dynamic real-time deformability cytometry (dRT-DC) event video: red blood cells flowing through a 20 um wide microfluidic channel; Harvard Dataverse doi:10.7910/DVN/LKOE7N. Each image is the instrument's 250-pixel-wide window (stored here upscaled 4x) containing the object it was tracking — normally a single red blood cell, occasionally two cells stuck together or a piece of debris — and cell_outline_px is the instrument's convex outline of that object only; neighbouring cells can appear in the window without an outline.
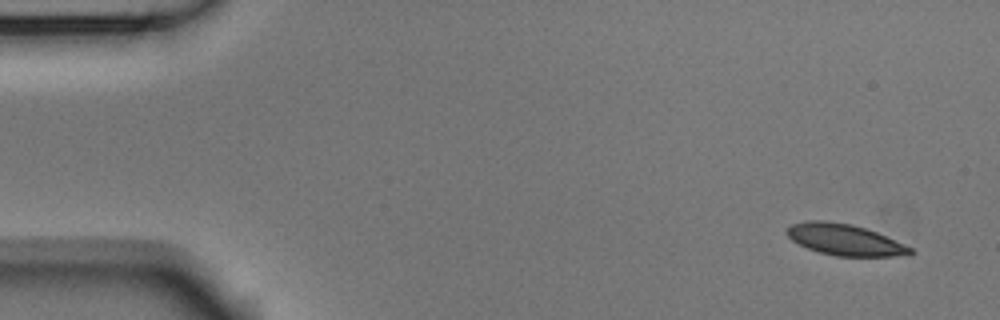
{"species": "Egyptian fruit bat (a non-hibernating species)", "species_latin": "Rousettus aegyptiacus", "temperature_condition": "room temperature", "stored_images_in_passage": 4, "camera_frame_rate_fps": 3000, "um_per_image_px": 0.085, "animal": {"sex": "male"}, "frame": {"image": 1, "passage_image": 1, "time_ms": 0.0, "image_size_px": [1000, 320], "cell_outline_px": [[916, 252], [908, 256], [836, 256], [820, 252], [808, 248], [792, 240], [784, 232], [792, 224], [804, 220], [824, 220], [852, 224], [876, 232], [904, 244], [912, 248]], "centroid_in_image_um": [71.82, 20.37], "position_along_channel_um": 13.2, "area_um2": 22.48}}
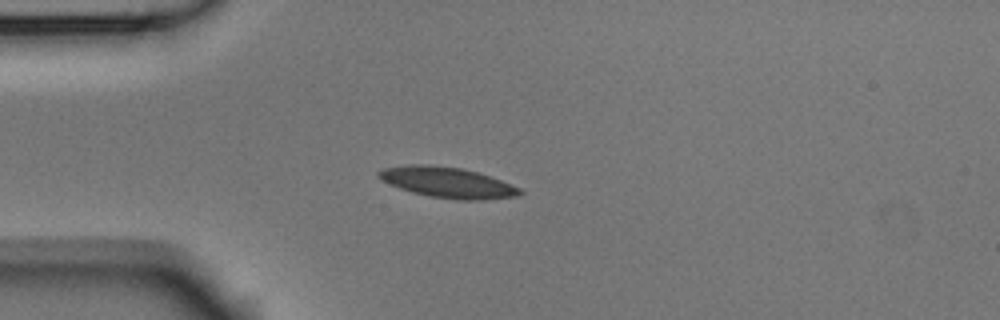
{"frame": {"image": 2, "passage_image": 4, "time_ms": 1.0, "image_size_px": [1000, 320], "cell_outline_px": [[524, 192], [516, 196], [480, 200], [456, 200], [428, 196], [412, 192], [400, 188], [376, 176], [376, 172], [384, 168], [408, 164], [428, 164], [460, 168], [476, 172], [500, 180], [520, 188]], "centroid_in_image_um": [38.01, 15.51], "position_along_channel_um": 47.0, "area_um2": 24.97}}